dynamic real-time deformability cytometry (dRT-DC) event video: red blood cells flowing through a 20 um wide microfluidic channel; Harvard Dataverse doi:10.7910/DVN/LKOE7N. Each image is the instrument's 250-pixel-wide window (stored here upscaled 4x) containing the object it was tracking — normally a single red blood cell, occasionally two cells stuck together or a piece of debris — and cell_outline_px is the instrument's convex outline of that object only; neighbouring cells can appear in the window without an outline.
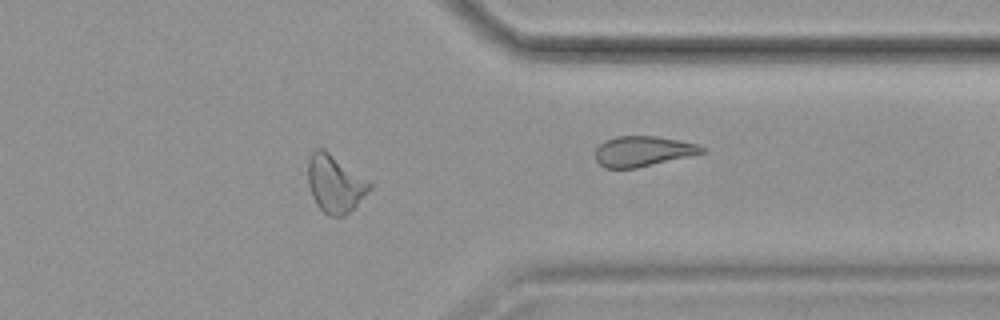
{"species": "common noctule bat (a hibernating species)", "species_latin": "Nyctalus noctula", "temperature_condition": "cold", "stored_images_in_passage": 38, "camera_frame_rate_fps": 3000, "um_per_image_px": 0.085, "animal": {"sex": "female", "body_mass_g": 19.9}, "frame": {"image": 1, "passage_image": 27, "time_ms": 8.667, "image_size_px": [1000, 320], "cell_outline_px": [[372, 188], [344, 216], [332, 216], [324, 212], [316, 204], [312, 196], [308, 184], [308, 160], [312, 152], [316, 148], [324, 148], [368, 180], [372, 184]], "centroid_in_image_um": [28.45, 15.59], "position_along_channel_um": 382.9, "area_um2": 20.46}}